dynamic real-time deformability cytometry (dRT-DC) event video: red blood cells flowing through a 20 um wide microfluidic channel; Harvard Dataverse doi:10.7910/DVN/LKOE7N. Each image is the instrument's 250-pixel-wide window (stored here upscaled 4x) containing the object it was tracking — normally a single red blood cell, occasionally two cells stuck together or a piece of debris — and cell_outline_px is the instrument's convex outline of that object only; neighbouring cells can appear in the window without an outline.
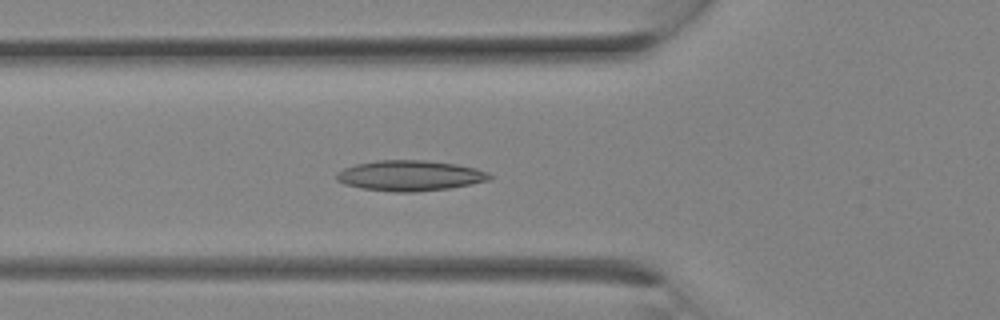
{"species": "Egyptian fruit bat (a non-hibernating species)", "species_latin": "Rousettus aegyptiacus", "temperature_condition": "room temperature", "stored_images_in_passage": 12, "camera_frame_rate_fps": 3000, "um_per_image_px": 0.085, "animal": {"sex": "female"}, "frame": {"image": 1, "passage_image": 10, "time_ms": 3.0, "image_size_px": [1000, 320], "cell_outline_px": [[492, 180], [472, 184], [448, 188], [416, 192], [396, 192], [360, 188], [344, 184], [336, 180], [336, 172], [344, 168], [356, 164], [376, 160], [424, 160], [456, 164], [476, 168], [488, 172], [492, 176]], "centroid_in_image_um": [34.85, 14.93], "position_along_channel_um": 91.0, "area_um2": 27.34}}
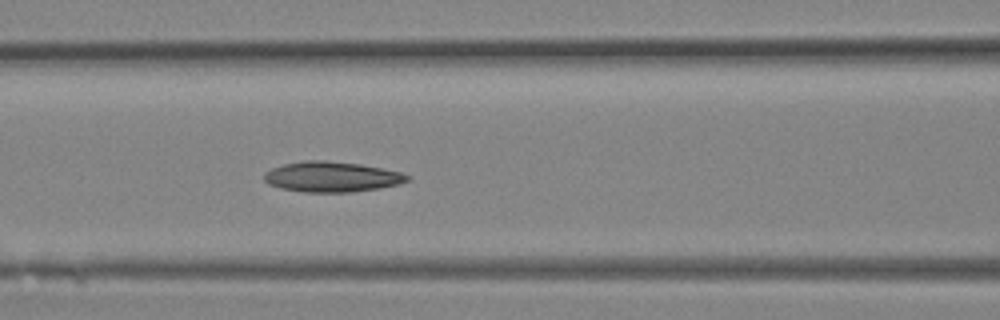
{"frame": {"image": 2, "passage_image": 12, "time_ms": 3.667, "image_size_px": [1000, 320], "cell_outline_px": [[412, 180], [400, 184], [380, 188], [352, 192], [304, 192], [280, 188], [268, 184], [264, 180], [264, 172], [272, 168], [284, 164], [304, 160], [324, 160], [360, 164], [400, 172], [412, 176]], "centroid_in_image_um": [28.22, 15.03], "position_along_channel_um": 138.4, "area_um2": 25.49}}